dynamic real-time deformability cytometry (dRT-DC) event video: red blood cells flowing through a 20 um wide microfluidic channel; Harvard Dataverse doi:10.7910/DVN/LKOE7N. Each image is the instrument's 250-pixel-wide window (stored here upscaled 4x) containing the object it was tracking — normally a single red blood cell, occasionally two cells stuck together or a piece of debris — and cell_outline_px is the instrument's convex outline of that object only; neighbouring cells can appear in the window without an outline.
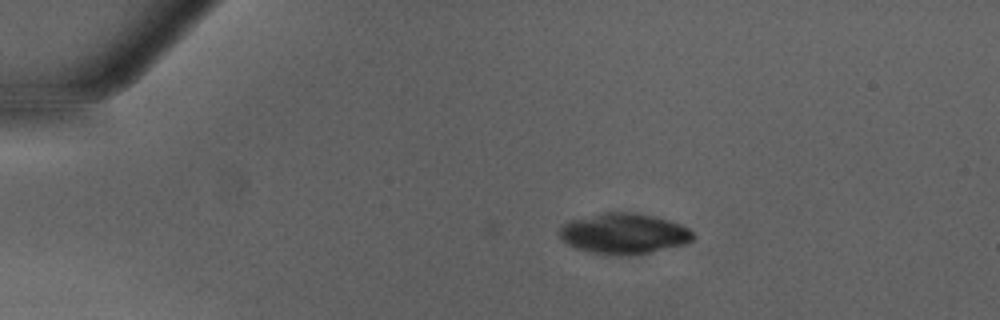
{"species": "Egyptian fruit bat (a non-hibernating species)", "species_latin": "Rousettus aegyptiacus", "temperature_condition": "warm", "stored_images_in_passage": 2, "camera_frame_rate_fps": 3000, "um_per_image_px": 0.085, "animal": {"sex": "male"}, "frame": {"image": 1, "passage_image": 2, "time_ms": 0.333, "image_size_px": [1000, 320], "cell_outline_px": [[696, 236], [688, 244], [628, 256], [596, 252], [576, 248], [568, 244], [556, 232], [568, 220], [604, 212], [636, 212], [668, 220], [680, 224], [688, 228]], "centroid_in_image_um": [53.04, 19.84], "position_along_channel_um": 32.0, "area_um2": 31.5}}